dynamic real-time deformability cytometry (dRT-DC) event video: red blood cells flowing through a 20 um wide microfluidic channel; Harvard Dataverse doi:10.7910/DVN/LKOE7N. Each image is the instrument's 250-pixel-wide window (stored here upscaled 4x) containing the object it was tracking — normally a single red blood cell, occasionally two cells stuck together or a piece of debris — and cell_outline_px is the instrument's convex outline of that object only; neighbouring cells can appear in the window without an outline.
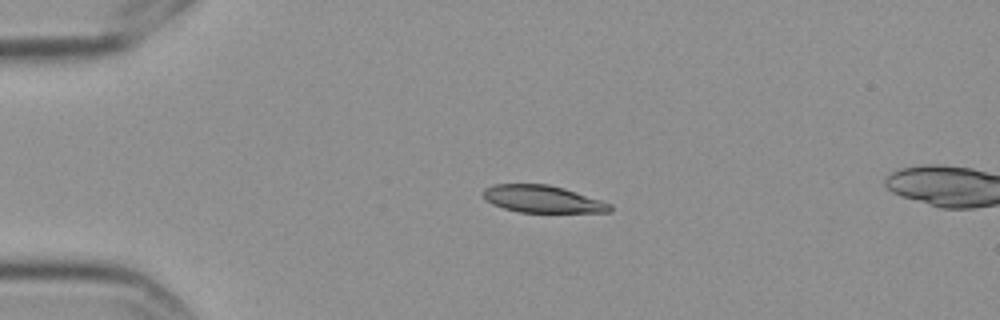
{"species": "Egyptian fruit bat (a non-hibernating species)", "species_latin": "Rousettus aegyptiacus", "temperature_condition": "cold", "stored_images_in_passage": 4, "camera_frame_rate_fps": 3000, "um_per_image_px": 0.085, "frame": {"image": 1, "passage_image": 3, "time_ms": 0.667, "image_size_px": [1000, 320], "cell_outline_px": [[612, 212], [520, 212], [504, 208], [492, 204], [484, 196], [484, 188], [492, 184], [548, 184], [564, 188], [612, 204]], "centroid_in_image_um": [46.12, 16.92], "position_along_channel_um": 38.9, "area_um2": 19.94}}